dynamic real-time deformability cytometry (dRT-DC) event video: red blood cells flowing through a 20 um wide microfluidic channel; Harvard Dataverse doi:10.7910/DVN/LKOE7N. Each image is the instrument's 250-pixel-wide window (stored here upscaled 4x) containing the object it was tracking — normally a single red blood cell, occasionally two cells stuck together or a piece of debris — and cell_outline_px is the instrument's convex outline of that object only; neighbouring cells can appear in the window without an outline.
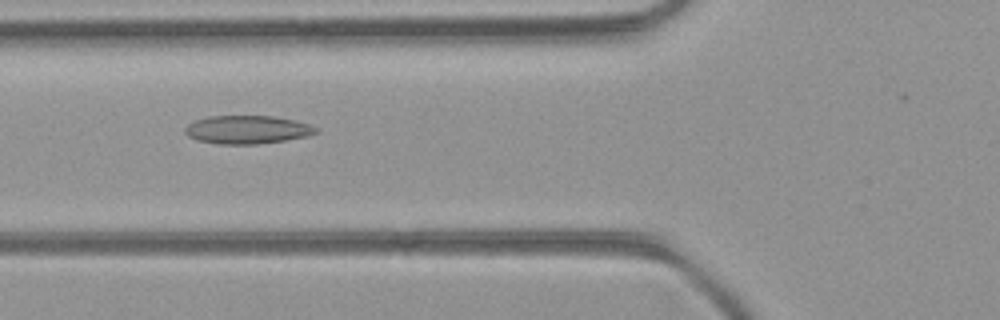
{"species": "common noctule bat (a hibernating species)", "species_latin": "Nyctalus noctula", "temperature_condition": "room temperature", "stored_images_in_passage": 31, "camera_frame_rate_fps": 3000, "um_per_image_px": 0.085, "animal": {"sex": "female", "body_mass_g": 21.9}, "frame": {"image": 1, "passage_image": 14, "time_ms": 4.333, "image_size_px": [1000, 320], "cell_outline_px": [[320, 132], [308, 136], [284, 140], [256, 144], [216, 144], [196, 140], [188, 136], [184, 132], [184, 128], [188, 124], [196, 120], [208, 116], [272, 116], [296, 120], [320, 128]], "centroid_in_image_um": [21.03, 11.02], "position_along_channel_um": 104.8, "area_um2": 21.73}}
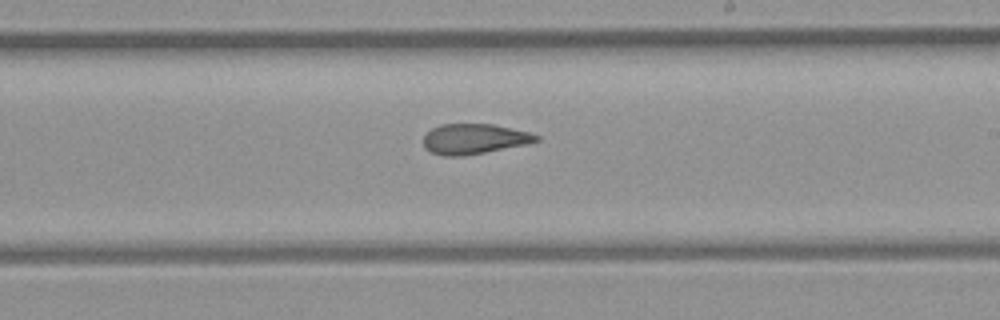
{"frame": {"image": 2, "passage_image": 24, "time_ms": 7.667, "image_size_px": [1000, 320], "cell_outline_px": [[540, 140], [528, 144], [464, 156], [444, 156], [432, 152], [424, 148], [424, 136], [432, 128], [440, 124], [492, 124], [528, 132], [540, 136]], "centroid_in_image_um": [40.31, 11.81], "position_along_channel_um": 248.7, "area_um2": 19.83}}
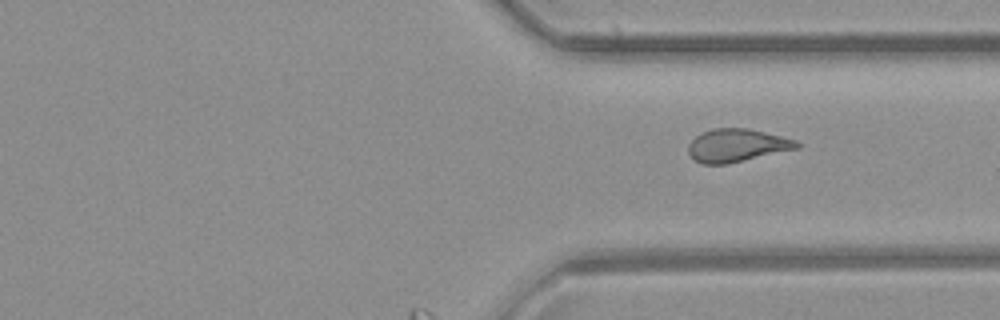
{"frame": {"image": 3, "passage_image": 31, "time_ms": 10.0, "image_size_px": [1000, 320], "cell_outline_px": [[800, 148], [728, 164], [704, 164], [696, 160], [688, 152], [688, 144], [696, 136], [712, 128], [748, 128], [796, 140], [800, 144]], "centroid_in_image_um": [62.65, 12.36], "position_along_channel_um": 348.8, "area_um2": 20.75}}